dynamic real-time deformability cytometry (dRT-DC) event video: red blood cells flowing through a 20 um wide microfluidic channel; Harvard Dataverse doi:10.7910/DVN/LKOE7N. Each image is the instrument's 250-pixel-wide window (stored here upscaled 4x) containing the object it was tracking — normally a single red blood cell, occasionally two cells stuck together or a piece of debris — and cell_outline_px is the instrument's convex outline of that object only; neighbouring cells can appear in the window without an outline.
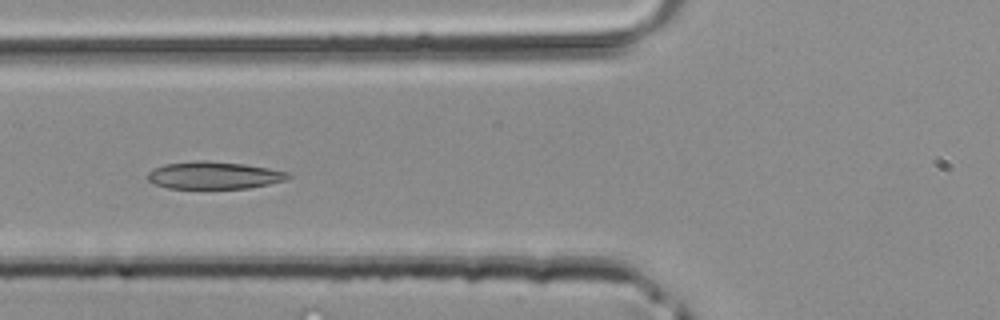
{"species": "common noctule bat (a hibernating species)", "species_latin": "Nyctalus noctula", "temperature_condition": "room temperature", "stored_images_in_passage": 34, "camera_frame_rate_fps": 3000, "um_per_image_px": 0.085, "animal": {"sex": "male", "body_mass_g": 20.4}, "frame": {"image": 1, "passage_image": 7, "time_ms": 2.0, "image_size_px": [1000, 320], "cell_outline_px": [[292, 176], [284, 180], [268, 184], [248, 188], [168, 188], [156, 184], [148, 180], [148, 172], [164, 164], [196, 160], [204, 160], [244, 164], [292, 172]], "centroid_in_image_um": [18.22, 14.89], "position_along_channel_um": 107.6, "area_um2": 22.31}}
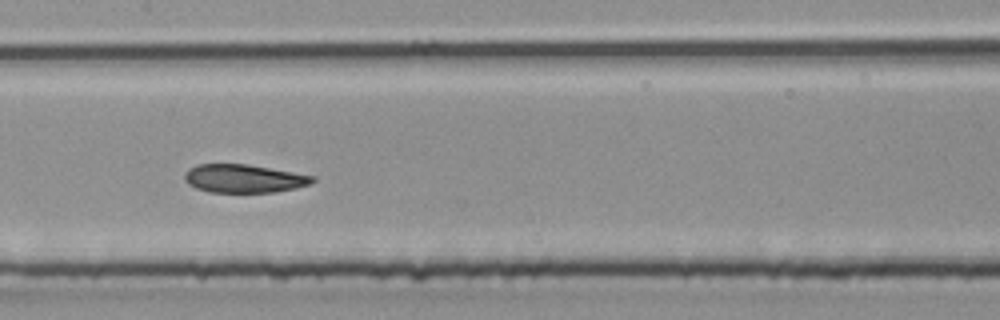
{"frame": {"image": 2, "passage_image": 12, "time_ms": 3.667, "image_size_px": [1000, 320], "cell_outline_px": [[316, 180], [308, 184], [296, 188], [272, 192], [212, 192], [196, 188], [188, 184], [184, 180], [184, 172], [188, 168], [196, 164], [248, 164], [316, 176]], "centroid_in_image_um": [20.7, 15.16], "position_along_channel_um": 186.7, "area_um2": 21.15}}
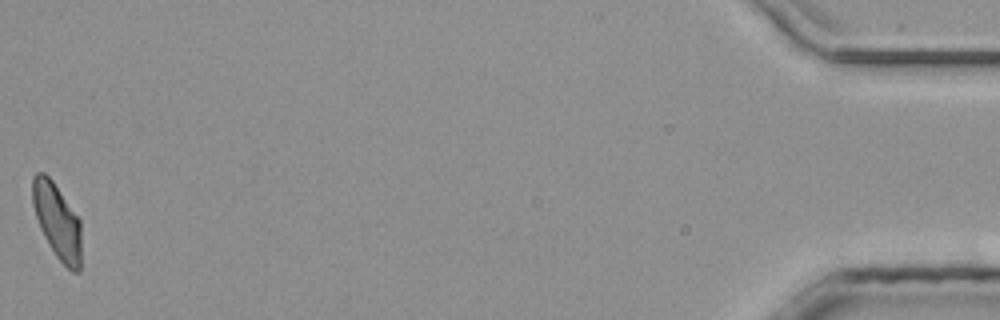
{"frame": {"image": 3, "passage_image": 34, "time_ms": 11.0, "image_size_px": [1000, 320], "cell_outline_px": [[80, 272], [72, 272], [56, 256], [44, 236], [40, 228], [32, 204], [32, 176], [36, 172], [44, 172], [52, 180], [80, 220]], "centroid_in_image_um": [4.84, 18.78], "position_along_channel_um": 430.4, "area_um2": 21.15}}